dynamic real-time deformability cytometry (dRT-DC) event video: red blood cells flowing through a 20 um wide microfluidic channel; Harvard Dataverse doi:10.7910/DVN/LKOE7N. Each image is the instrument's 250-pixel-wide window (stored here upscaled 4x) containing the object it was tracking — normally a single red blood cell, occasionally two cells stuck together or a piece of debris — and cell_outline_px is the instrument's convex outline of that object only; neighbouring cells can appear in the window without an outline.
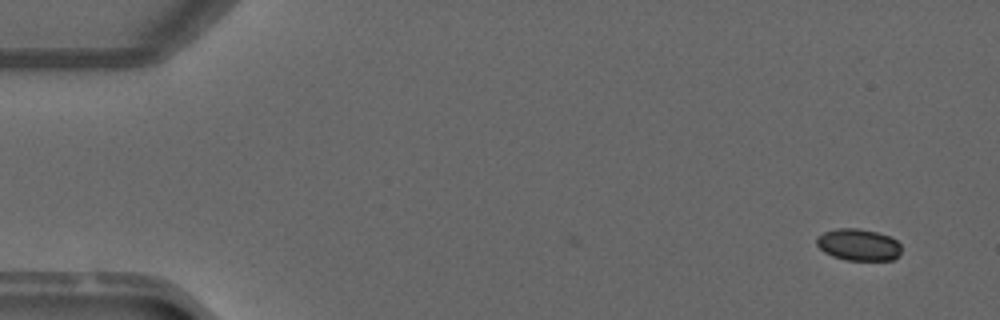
{"species": "common noctule bat (a hibernating species)", "species_latin": "Nyctalus noctula", "temperature_condition": "warm", "stored_images_in_passage": 4, "camera_frame_rate_fps": 3000, "um_per_image_px": 0.085, "animal": {"sex": "male", "forearm_length_mm": 52.5}, "frame": {"image": 1, "passage_image": 4, "time_ms": 1.0, "image_size_px": [1000, 320], "cell_outline_px": [[900, 256], [892, 260], [844, 260], [832, 256], [824, 252], [816, 244], [816, 236], [824, 232], [836, 228], [856, 228], [876, 232], [892, 236], [900, 244]], "centroid_in_image_um": [72.96, 20.8], "position_along_channel_um": 12.0, "area_um2": 15.9}}